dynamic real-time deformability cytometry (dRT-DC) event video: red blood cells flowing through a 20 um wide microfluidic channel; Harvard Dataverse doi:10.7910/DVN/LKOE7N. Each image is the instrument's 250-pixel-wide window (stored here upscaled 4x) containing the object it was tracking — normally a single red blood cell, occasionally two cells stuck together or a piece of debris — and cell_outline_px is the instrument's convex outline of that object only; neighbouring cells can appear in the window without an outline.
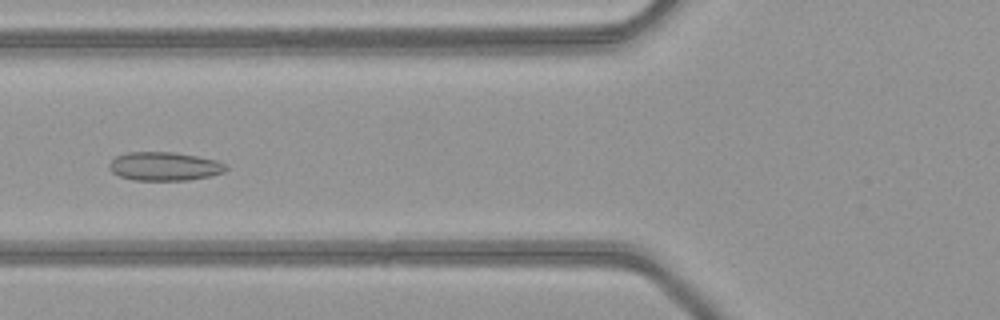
{"species": "common noctule bat (a hibernating species)", "species_latin": "Nyctalus noctula", "temperature_condition": "warm", "stored_images_in_passage": 36, "camera_frame_rate_fps": 3000, "um_per_image_px": 0.085, "animal": {"sex": "female", "body_mass_g": 21.9}, "frame": {"image": 1, "passage_image": 5, "time_ms": 1.333, "image_size_px": [1000, 320], "cell_outline_px": [[228, 168], [224, 172], [208, 176], [188, 180], [132, 180], [120, 176], [112, 172], [108, 168], [108, 164], [116, 156], [128, 152], [176, 152], [216, 160], [228, 164]], "centroid_in_image_um": [13.97, 14.13], "position_along_channel_um": 111.8, "area_um2": 19.54}}
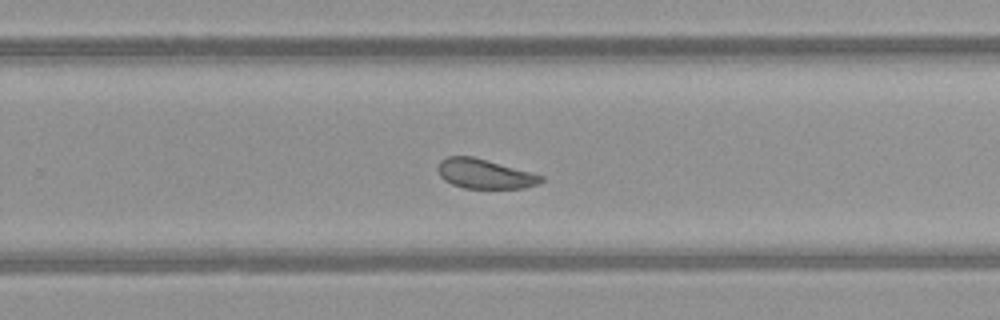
{"frame": {"image": 2, "passage_image": 18, "time_ms": 5.667, "image_size_px": [1000, 320], "cell_outline_px": [[544, 180], [540, 184], [524, 188], [464, 188], [452, 184], [444, 180], [440, 176], [436, 168], [440, 160], [448, 156], [472, 156], [544, 176]], "centroid_in_image_um": [41.17, 14.78], "position_along_channel_um": 288.6, "area_um2": 17.74}}
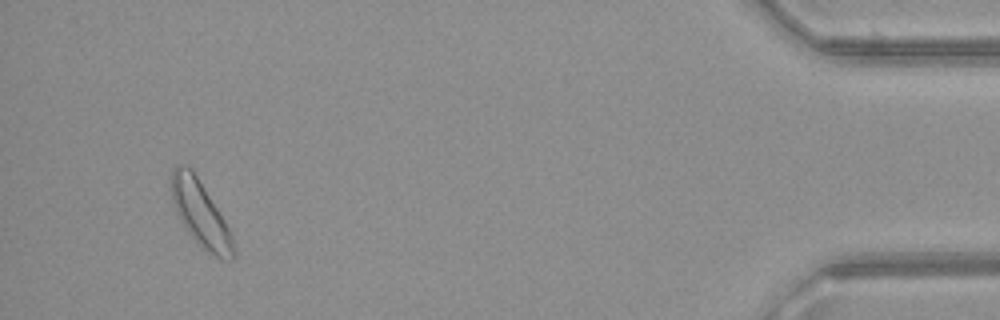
{"frame": {"image": 3, "passage_image": 33, "time_ms": 10.667, "image_size_px": [1000, 320], "cell_outline_px": [[236, 256], [232, 260], [220, 260], [208, 252], [188, 232], [180, 220], [176, 212], [172, 200], [168, 184], [168, 180], [172, 168], [176, 164], [188, 164], [192, 168], [228, 228], [232, 236], [236, 252]], "centroid_in_image_um": [16.98, 18.12], "position_along_channel_um": 418.2, "area_um2": 23.87}, "authors_computed_cell_mechanics": {"area_um2": 19.1318, "velocity_mm_per_s": 4.0765, "shape_relaxation_time_tau1_ms": 5.176, "shape_relaxation_time_tau2_ms": 4.929, "deformation_change_tau1": 0.0734, "deformation_change_tau2": 0.0936}}